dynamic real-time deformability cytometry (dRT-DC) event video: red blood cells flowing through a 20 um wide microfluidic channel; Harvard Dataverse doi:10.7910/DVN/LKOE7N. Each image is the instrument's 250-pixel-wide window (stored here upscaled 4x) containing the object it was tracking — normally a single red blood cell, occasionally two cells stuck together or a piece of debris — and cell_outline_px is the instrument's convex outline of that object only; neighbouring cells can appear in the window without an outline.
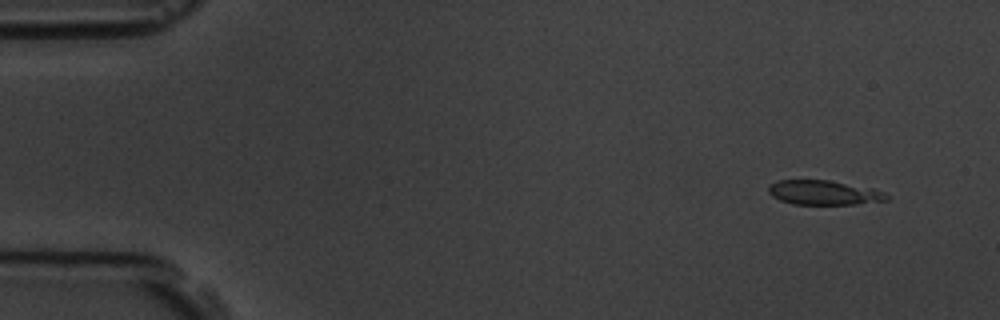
{"species": "common noctule bat (a hibernating species)", "species_latin": "Nyctalus noctula", "temperature_condition": "room temperature", "stored_images_in_passage": 5, "camera_frame_rate_fps": 3000, "um_per_image_px": 0.085, "animal": {"sex": "male", "body_mass_g": 19.5, "forearm_length_mm": 54.6}, "frame": {"image": 1, "passage_image": 2, "time_ms": 1.0, "image_size_px": [1000, 320], "cell_outline_px": [[888, 200], [856, 204], [792, 204], [780, 200], [772, 196], [768, 192], [768, 184], [776, 180], [828, 180], [872, 188], [884, 192], [888, 196]], "centroid_in_image_um": [69.99, 16.37], "position_along_channel_um": 15.0, "area_um2": 16.88}}